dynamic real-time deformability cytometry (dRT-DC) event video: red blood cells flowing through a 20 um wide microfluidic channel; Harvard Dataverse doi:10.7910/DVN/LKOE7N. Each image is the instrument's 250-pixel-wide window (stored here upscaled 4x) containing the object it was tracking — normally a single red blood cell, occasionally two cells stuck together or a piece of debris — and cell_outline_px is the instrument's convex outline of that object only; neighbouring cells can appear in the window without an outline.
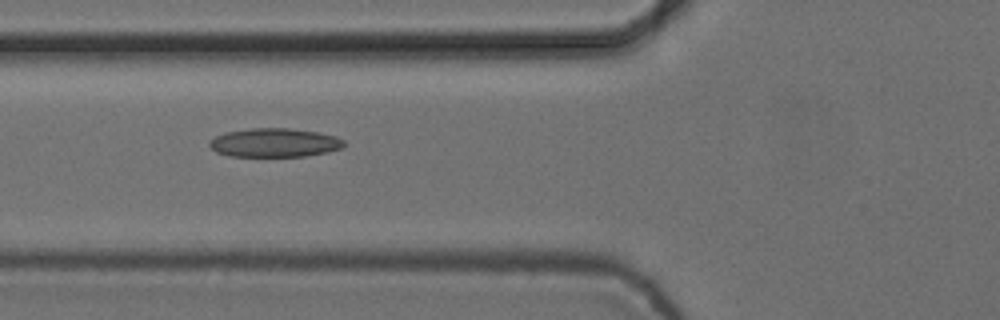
{"species": "common noctule bat (a hibernating species)", "species_latin": "Nyctalus noctula", "temperature_condition": "cold", "stored_images_in_passage": 10, "camera_frame_rate_fps": 3000, "um_per_image_px": 0.085, "animal": {"sex": "female", "body_mass_g": 24.6, "forearm_length_mm": 56.2}, "frame": {"image": 1, "passage_image": 6, "time_ms": 1.667, "image_size_px": [1000, 320], "cell_outline_px": [[344, 148], [328, 152], [304, 156], [228, 156], [216, 152], [208, 144], [216, 136], [224, 132], [252, 128], [292, 128], [316, 132], [336, 136], [344, 140]], "centroid_in_image_um": [23.35, 12.13], "position_along_channel_um": 102.4, "area_um2": 22.6}}
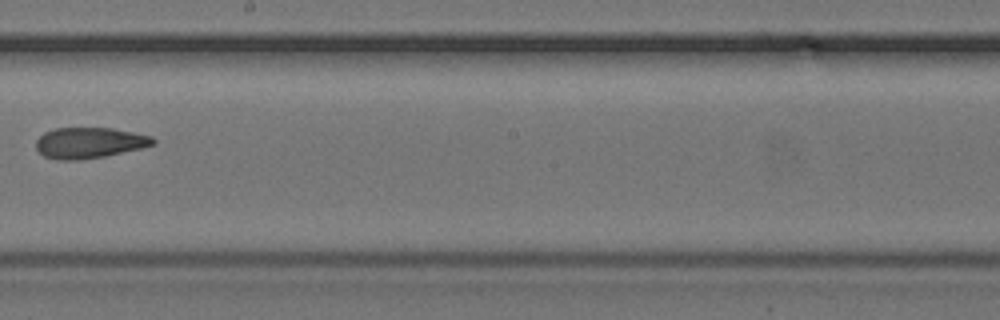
{"frame": {"image": 2, "passage_image": 9, "time_ms": 2.667, "image_size_px": [1000, 320], "cell_outline_px": [[156, 144], [140, 148], [104, 156], [80, 160], [56, 160], [44, 156], [36, 148], [36, 140], [44, 132], [56, 128], [112, 128], [152, 136], [156, 140]], "centroid_in_image_um": [7.58, 12.14], "position_along_channel_um": 240.6, "area_um2": 20.98}}
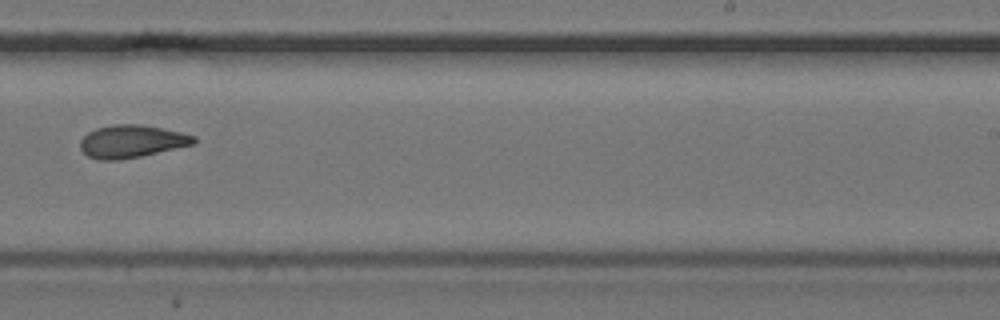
{"frame": {"image": 3, "passage_image": 10, "time_ms": 3.0, "image_size_px": [1000, 320], "cell_outline_px": [[196, 144], [140, 156], [120, 160], [100, 160], [88, 156], [80, 148], [80, 140], [88, 132], [96, 128], [112, 124], [136, 124], [160, 128], [180, 132], [196, 136]], "centroid_in_image_um": [11.18, 12.02], "position_along_channel_um": 277.8, "area_um2": 21.56}}